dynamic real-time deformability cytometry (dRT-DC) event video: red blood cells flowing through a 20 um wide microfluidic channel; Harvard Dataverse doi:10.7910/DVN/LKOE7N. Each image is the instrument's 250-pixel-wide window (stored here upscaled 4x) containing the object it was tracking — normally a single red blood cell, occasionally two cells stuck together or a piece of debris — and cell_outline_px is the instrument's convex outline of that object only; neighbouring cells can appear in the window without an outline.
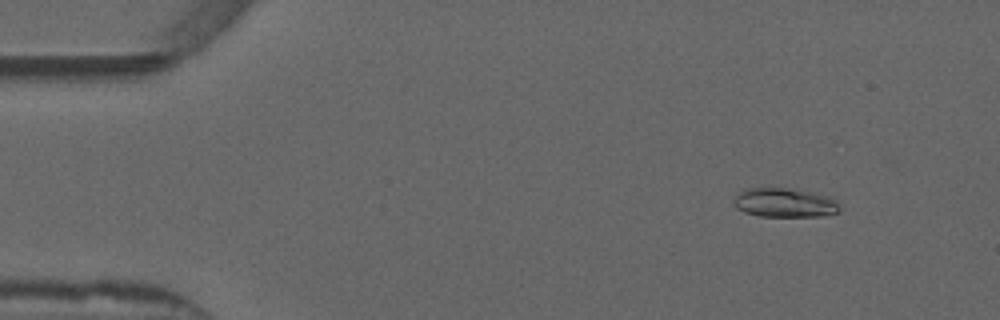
{"species": "common noctule bat (a hibernating species)", "species_latin": "Nyctalus noctula", "temperature_condition": "warm", "stored_images_in_passage": 23, "camera_frame_rate_fps": 3000, "um_per_image_px": 0.085, "animal": {"sex": "male", "forearm_length_mm": 52.5}, "frame": {"image": 1, "passage_image": 6, "time_ms": 1.667, "image_size_px": [1000, 320], "cell_outline_px": [[840, 212], [820, 216], [760, 216], [744, 212], [736, 208], [732, 200], [744, 188], [788, 188], [812, 192], [832, 196], [836, 200], [840, 208]], "centroid_in_image_um": [66.71, 17.22], "position_along_channel_um": 18.3, "area_um2": 18.15}}
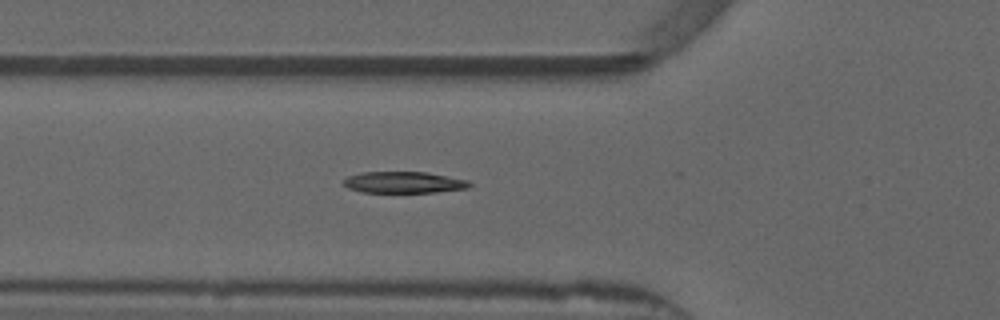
{"frame": {"image": 2, "passage_image": 19, "time_ms": 6.0, "image_size_px": [1000, 320], "cell_outline_px": [[472, 184], [468, 188], [436, 192], [360, 192], [348, 188], [344, 184], [344, 180], [348, 176], [360, 172], [424, 172], [468, 180]], "centroid_in_image_um": [34.31, 15.5], "position_along_channel_um": 91.5, "area_um2": 15.61}}
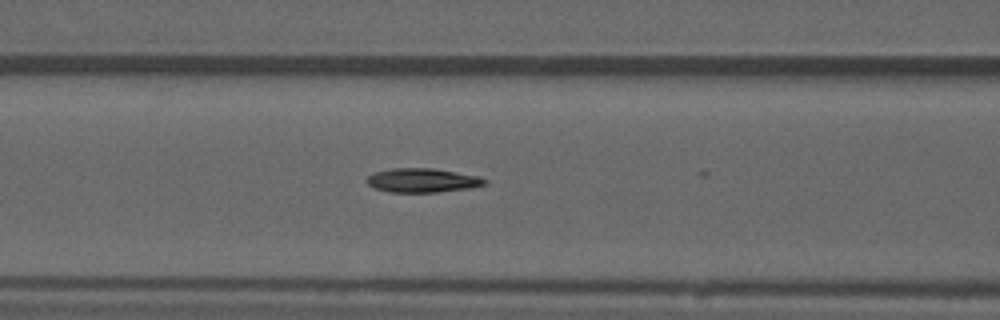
{"frame": {"image": 3, "passage_image": 22, "time_ms": 7.0, "image_size_px": [1000, 320], "cell_outline_px": [[488, 184], [468, 188], [436, 192], [388, 192], [376, 188], [368, 184], [364, 180], [372, 172], [392, 168], [432, 168], [480, 176], [488, 180]], "centroid_in_image_um": [35.89, 15.32], "position_along_channel_um": 130.7, "area_um2": 16.65}}